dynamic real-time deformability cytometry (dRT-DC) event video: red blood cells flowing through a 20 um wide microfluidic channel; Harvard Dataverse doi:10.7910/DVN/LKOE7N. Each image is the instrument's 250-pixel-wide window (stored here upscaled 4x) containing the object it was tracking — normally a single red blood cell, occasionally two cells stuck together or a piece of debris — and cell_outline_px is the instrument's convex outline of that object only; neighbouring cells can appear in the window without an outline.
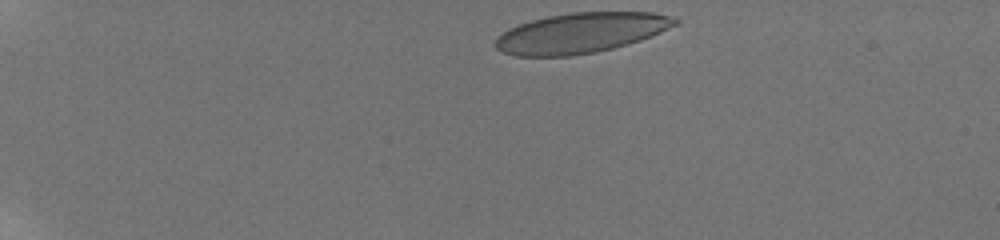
{"species": "human", "species_latin": "Homo sapiens", "temperature_condition": "room temperature", "stored_images_in_passage": 44, "camera_frame_rate_fps": 3000, "um_per_image_px": 0.085, "donor": {"sex": "male"}, "frame": {"image": 1, "passage_image": 1, "time_ms": 0.0, "image_size_px": [1000, 240], "cell_outline_px": [[680, 24], [640, 40], [628, 44], [596, 52], [568, 56], [516, 56], [504, 52], [496, 48], [492, 44], [496, 36], [508, 28], [532, 20], [548, 16], [572, 12], [652, 12], [668, 16], [680, 20]], "centroid_in_image_um": [49.35, 2.8], "position_along_channel_um": 35.7, "area_um2": 42.14}}
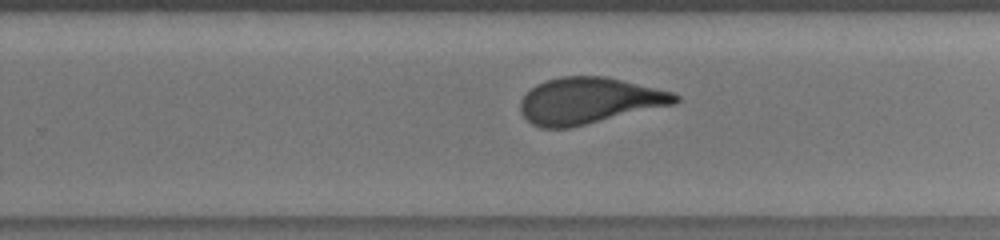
{"frame": {"image": 2, "passage_image": 28, "time_ms": 9.0, "image_size_px": [1000, 240], "cell_outline_px": [[680, 100], [676, 104], [568, 128], [540, 128], [532, 124], [520, 112], [520, 100], [536, 84], [544, 80], [560, 76], [604, 76], [672, 92], [680, 96]], "centroid_in_image_um": [50.05, 8.56], "position_along_channel_um": 279.8, "area_um2": 41.62}}
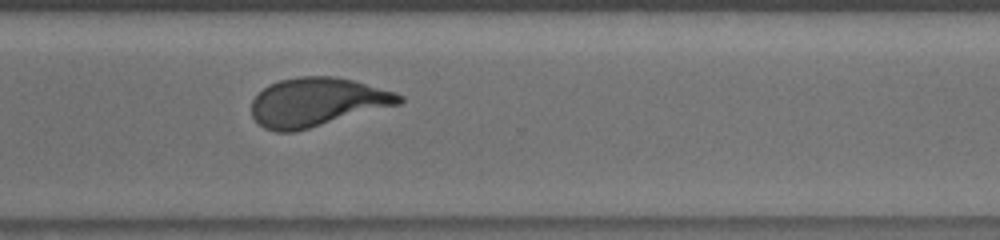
{"frame": {"image": 3, "passage_image": 33, "time_ms": 10.667, "image_size_px": [1000, 240], "cell_outline_px": [[404, 100], [400, 104], [308, 128], [292, 132], [276, 132], [264, 128], [252, 116], [252, 100], [268, 84], [280, 80], [300, 76], [332, 76], [352, 80], [396, 92], [404, 96]], "centroid_in_image_um": [26.95, 8.67], "position_along_channel_um": 343.7, "area_um2": 41.56}, "authors_computed_cell_mechanics": {"area_um2": 42.3096, "velocity_mm_per_s": 3.8232, "shape_relaxation_time_tau1_ms": 7.2857, "shape_relaxation_time_tau2_ms": 0.759, "deformation_change_tau1": 0.233, "deformation_change_tau2": 0.0971}}